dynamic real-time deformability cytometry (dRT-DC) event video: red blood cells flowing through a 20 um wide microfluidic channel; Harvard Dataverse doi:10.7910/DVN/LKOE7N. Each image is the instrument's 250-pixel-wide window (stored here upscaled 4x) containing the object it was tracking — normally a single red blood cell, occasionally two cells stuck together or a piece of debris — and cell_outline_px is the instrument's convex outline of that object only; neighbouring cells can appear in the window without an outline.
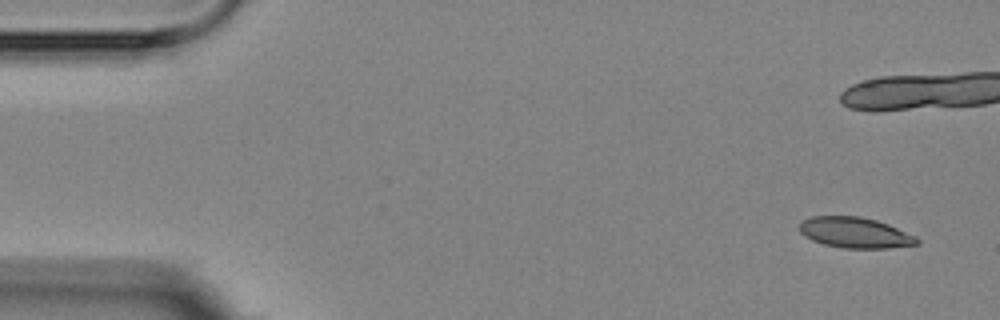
{"species": "Egyptian fruit bat (a non-hibernating species)", "species_latin": "Rousettus aegyptiacus", "temperature_condition": "room temperature", "stored_images_in_passage": 6, "camera_frame_rate_fps": 3000, "um_per_image_px": 0.085, "animal": {"sex": "female"}, "frame": {"image": 1, "passage_image": 1, "time_ms": 0.0, "image_size_px": [1000, 320], "cell_outline_px": [[920, 244], [888, 248], [844, 248], [824, 244], [812, 240], [804, 236], [800, 232], [800, 224], [804, 220], [812, 216], [860, 216], [876, 220], [888, 224], [916, 236], [920, 240]], "centroid_in_image_um": [72.7, 19.78], "position_along_channel_um": 12.3, "area_um2": 20.98}}